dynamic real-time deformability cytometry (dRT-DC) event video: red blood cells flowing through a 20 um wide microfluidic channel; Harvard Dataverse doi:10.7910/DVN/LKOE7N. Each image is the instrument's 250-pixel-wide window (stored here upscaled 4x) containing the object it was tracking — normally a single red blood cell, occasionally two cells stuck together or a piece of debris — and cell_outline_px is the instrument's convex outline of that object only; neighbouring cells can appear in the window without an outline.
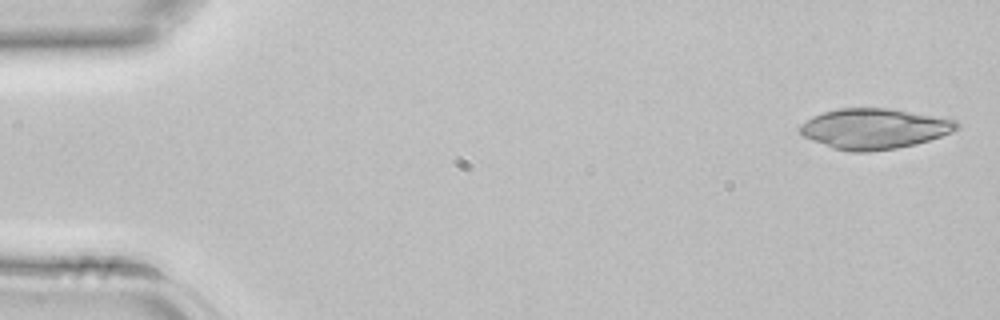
{"species": "common noctule bat (a hibernating species)", "species_latin": "Nyctalus noctula", "temperature_condition": "room temperature", "stored_images_in_passage": 12, "camera_frame_rate_fps": 3000, "um_per_image_px": 0.085, "animal": {"sex": "female", "body_mass_g": 22.7, "forearm_length_mm": 54.2}, "frame": {"image": 1, "passage_image": 1, "time_ms": 0.0, "image_size_px": [1000, 320], "cell_outline_px": [[960, 124], [952, 132], [916, 144], [896, 148], [868, 152], [848, 152], [832, 148], [812, 140], [804, 136], [796, 128], [800, 124], [812, 116], [824, 112], [840, 108], [888, 108], [956, 120]], "centroid_in_image_um": [74.25, 10.94], "position_along_channel_um": 10.7, "area_um2": 36.82}}